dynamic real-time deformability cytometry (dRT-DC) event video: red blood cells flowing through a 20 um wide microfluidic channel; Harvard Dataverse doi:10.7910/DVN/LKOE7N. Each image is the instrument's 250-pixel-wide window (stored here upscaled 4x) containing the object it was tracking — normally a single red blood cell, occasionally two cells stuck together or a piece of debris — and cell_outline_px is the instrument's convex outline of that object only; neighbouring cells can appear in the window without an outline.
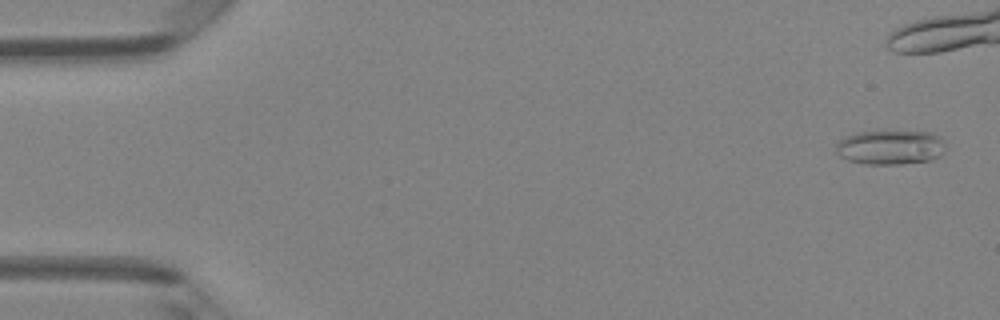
{"species": "Egyptian fruit bat (a non-hibernating species)", "species_latin": "Rousettus aegyptiacus", "temperature_condition": "room temperature", "stored_images_in_passage": 39, "camera_frame_rate_fps": 3000, "um_per_image_px": 0.085, "animal": {"sex": "female"}, "frame": {"image": 1, "passage_image": 2, "time_ms": 0.333, "image_size_px": [1000, 320], "cell_outline_px": [[944, 152], [940, 156], [932, 160], [900, 164], [868, 164], [848, 160], [840, 156], [836, 152], [836, 144], [844, 136], [856, 132], [928, 132], [940, 136], [944, 144]], "centroid_in_image_um": [75.67, 12.53], "position_along_channel_um": 9.3, "area_um2": 21.91}}
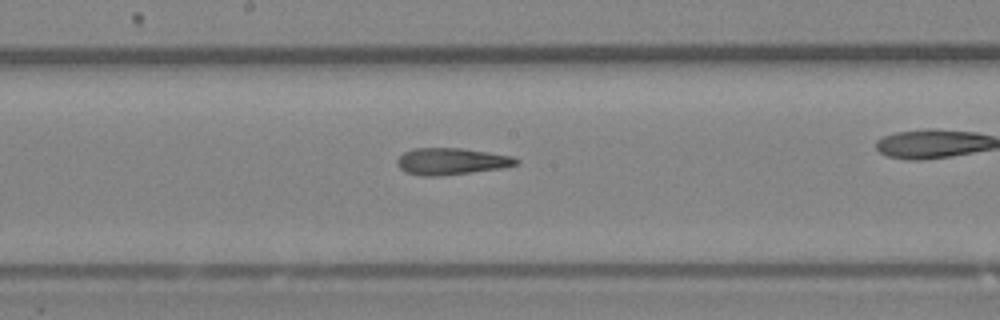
{"frame": {"image": 2, "passage_image": 26, "time_ms": 8.333, "image_size_px": [1000, 320], "cell_outline_px": [[520, 160], [516, 164], [504, 168], [440, 176], [420, 176], [404, 172], [396, 164], [396, 160], [404, 152], [412, 148], [460, 148], [488, 152], [512, 156]], "centroid_in_image_um": [38.33, 13.72], "position_along_channel_um": 209.9, "area_um2": 18.67}}
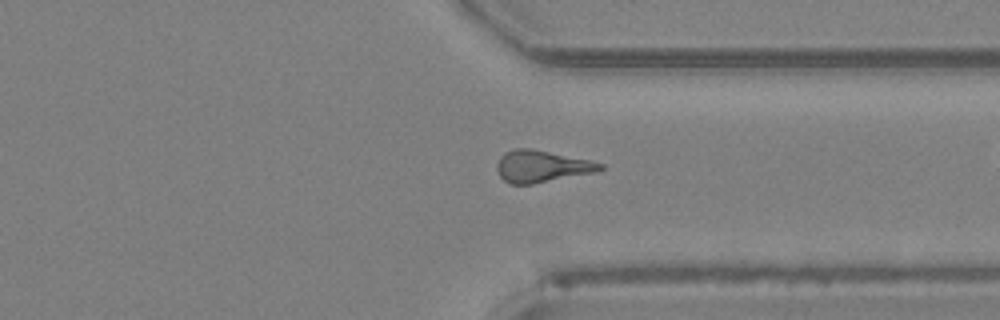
{"frame": {"image": 3, "passage_image": 37, "time_ms": 12.0, "image_size_px": [1000, 320], "cell_outline_px": [[604, 168], [596, 172], [532, 184], [508, 184], [500, 176], [496, 168], [496, 164], [500, 156], [504, 152], [516, 148], [532, 148], [592, 160], [604, 164]], "centroid_in_image_um": [46.04, 14.13], "position_along_channel_um": 365.4, "area_um2": 19.42}}